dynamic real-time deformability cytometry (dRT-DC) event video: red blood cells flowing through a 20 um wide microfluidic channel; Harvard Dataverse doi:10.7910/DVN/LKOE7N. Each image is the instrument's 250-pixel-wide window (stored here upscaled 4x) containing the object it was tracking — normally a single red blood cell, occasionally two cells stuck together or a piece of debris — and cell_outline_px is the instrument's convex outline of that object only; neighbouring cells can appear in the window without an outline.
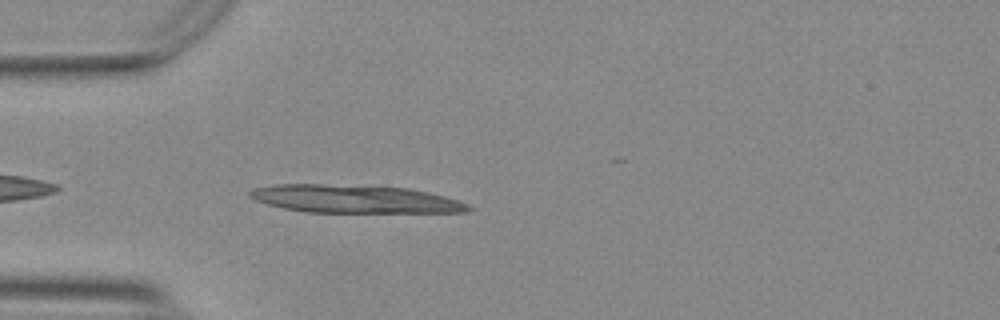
{"species": "Egyptian fruit bat (a non-hibernating species)", "species_latin": "Rousettus aegyptiacus", "temperature_condition": "warm", "stored_images_in_passage": 4, "camera_frame_rate_fps": 3000, "um_per_image_px": 0.085, "animal": {"sex": "female"}, "frame": {"image": 1, "passage_image": 2, "time_ms": 0.333, "image_size_px": [1000, 320], "cell_outline_px": [[472, 208], [468, 212], [308, 212], [284, 208], [268, 204], [256, 200], [248, 196], [248, 192], [256, 188], [276, 184], [324, 184], [408, 188], [428, 192], [444, 196], [468, 204]], "centroid_in_image_um": [30.15, 16.91], "position_along_channel_um": 54.9, "area_um2": 35.26}}